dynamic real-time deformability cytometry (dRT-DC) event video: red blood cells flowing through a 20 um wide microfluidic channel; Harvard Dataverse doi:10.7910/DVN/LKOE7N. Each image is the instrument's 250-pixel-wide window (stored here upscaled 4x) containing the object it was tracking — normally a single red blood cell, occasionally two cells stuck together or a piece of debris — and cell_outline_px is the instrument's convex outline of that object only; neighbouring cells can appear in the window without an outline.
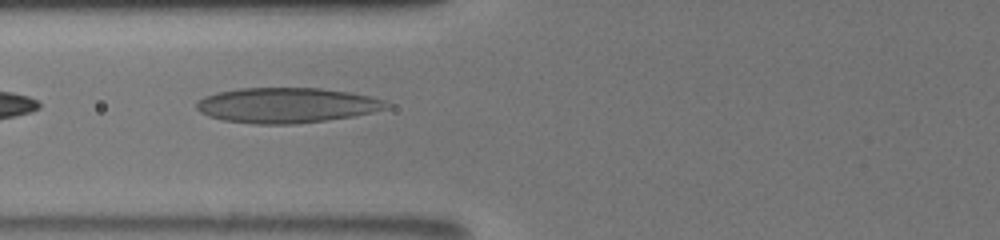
{"species": "human", "species_latin": "Homo sapiens", "temperature_condition": "room temperature", "stored_images_in_passage": 66, "camera_frame_rate_fps": 3000, "um_per_image_px": 0.085, "donor": {"sex": "male"}, "frame": {"image": 1, "passage_image": 24, "time_ms": 8.333, "image_size_px": [1000, 240], "cell_outline_px": [[392, 104], [388, 108], [372, 112], [352, 116], [324, 120], [292, 124], [252, 124], [224, 120], [208, 116], [200, 112], [196, 108], [196, 100], [204, 96], [216, 92], [240, 88], [320, 88], [348, 92], [368, 96], [384, 100]], "centroid_in_image_um": [24.32, 8.94], "position_along_channel_um": 101.5, "area_um2": 38.96}}
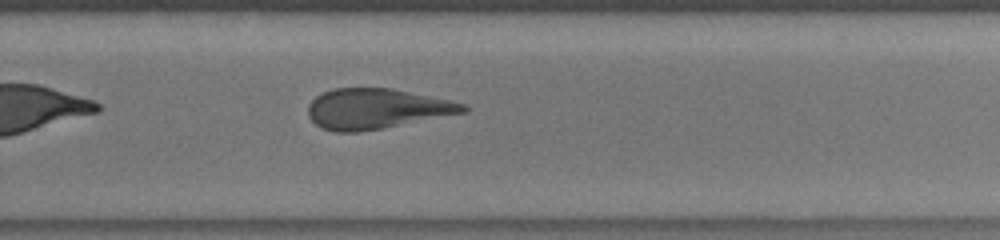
{"frame": {"image": 2, "passage_image": 41, "time_ms": 13.333, "image_size_px": [1000, 240], "cell_outline_px": [[468, 112], [360, 132], [336, 132], [320, 128], [308, 116], [308, 104], [316, 96], [332, 88], [392, 88], [468, 104]], "centroid_in_image_um": [32.0, 9.24], "position_along_channel_um": 297.8, "area_um2": 36.41}}
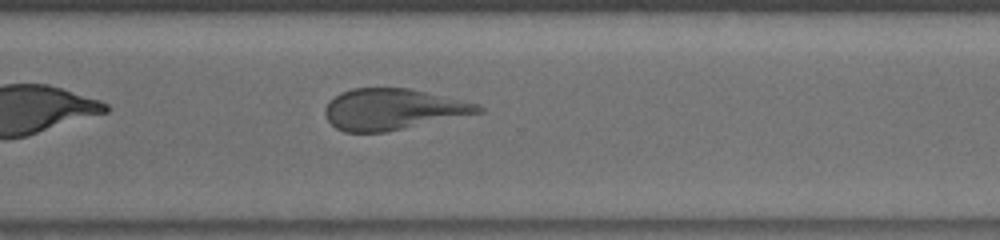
{"frame": {"image": 3, "passage_image": 46, "time_ms": 14.333, "image_size_px": [1000, 240], "cell_outline_px": [[484, 112], [384, 132], [344, 132], [336, 128], [328, 120], [324, 112], [324, 108], [340, 92], [352, 88], [408, 88], [480, 104], [484, 108]], "centroid_in_image_um": [33.4, 9.29], "position_along_channel_um": 337.2, "area_um2": 36.36}, "authors_computed_cell_mechanics": {"area_um2": 46.8469, "velocity_mm_per_s": 3.9316, "shape_relaxation_time_tau1_ms": 8.0626, "shape_relaxation_time_tau2_ms": 2.1476, "deformation_change_tau1": 0.2007, "deformation_change_tau2": 0.106}}